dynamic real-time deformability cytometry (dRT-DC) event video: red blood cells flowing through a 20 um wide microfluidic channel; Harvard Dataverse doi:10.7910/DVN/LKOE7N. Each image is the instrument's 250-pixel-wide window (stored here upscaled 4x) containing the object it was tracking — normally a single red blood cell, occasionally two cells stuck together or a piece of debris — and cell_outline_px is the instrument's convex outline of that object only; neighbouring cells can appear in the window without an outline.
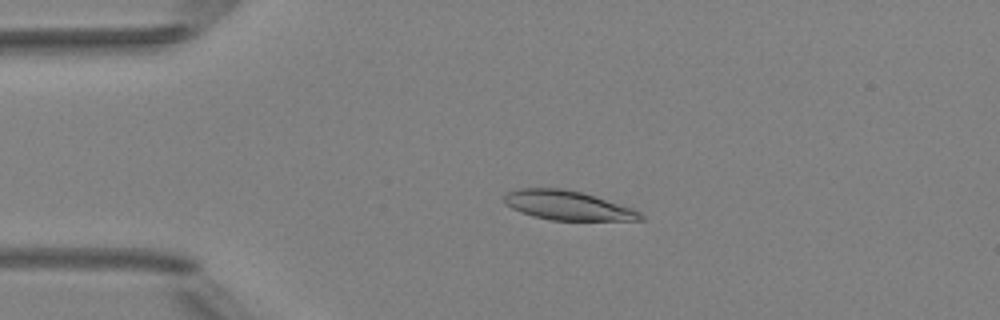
{"species": "Egyptian fruit bat (a non-hibernating species)", "species_latin": "Rousettus aegyptiacus", "temperature_condition": "room temperature", "stored_images_in_passage": 5, "camera_frame_rate_fps": 3000, "um_per_image_px": 0.085, "animal": {"sex": "female"}, "frame": {"image": 1, "passage_image": 4, "time_ms": 3.333, "image_size_px": [1000, 320], "cell_outline_px": [[644, 220], [552, 220], [532, 216], [520, 212], [504, 204], [504, 192], [516, 188], [564, 188], [580, 192], [632, 208], [640, 212], [644, 216]], "centroid_in_image_um": [48.18, 17.45], "position_along_channel_um": 36.8, "area_um2": 23.24}}